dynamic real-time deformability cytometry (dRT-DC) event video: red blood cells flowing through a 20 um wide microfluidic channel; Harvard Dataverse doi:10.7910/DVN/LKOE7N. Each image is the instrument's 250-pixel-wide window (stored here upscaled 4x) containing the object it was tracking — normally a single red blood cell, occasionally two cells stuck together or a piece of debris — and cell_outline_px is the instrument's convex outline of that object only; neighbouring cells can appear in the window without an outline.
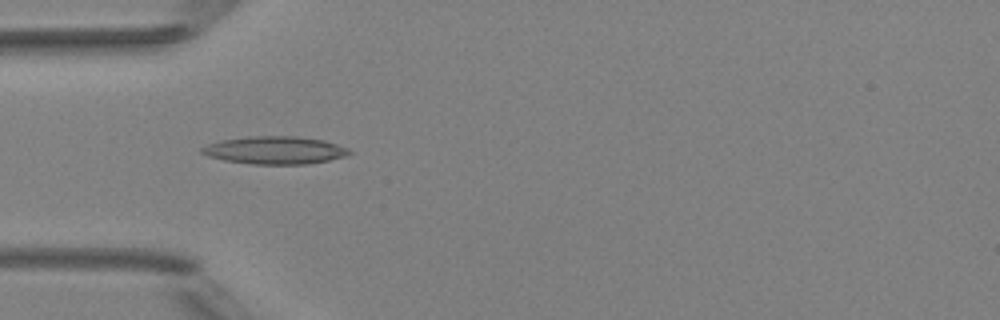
{"species": "Egyptian fruit bat (a non-hibernating species)", "species_latin": "Rousettus aegyptiacus", "temperature_condition": "room temperature", "stored_images_in_passage": 4, "camera_frame_rate_fps": 3000, "um_per_image_px": 0.085, "animal": {"sex": "female"}, "frame": {"image": 1, "passage_image": 1, "time_ms": 0.0, "image_size_px": [1000, 320], "cell_outline_px": [[352, 152], [348, 156], [308, 164], [252, 164], [224, 160], [208, 156], [200, 152], [200, 148], [208, 144], [220, 140], [248, 136], [296, 136], [324, 140], [348, 148]], "centroid_in_image_um": [23.37, 12.76], "position_along_channel_um": 61.6, "area_um2": 23.93}}
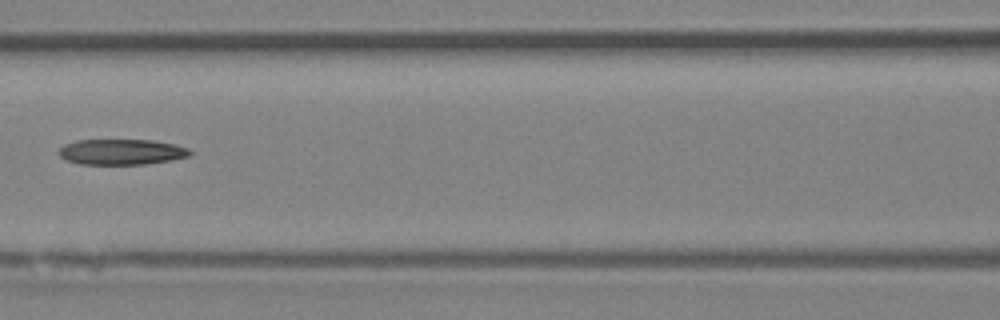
{"frame": {"image": 2, "passage_image": 3, "time_ms": 2.333, "image_size_px": [1000, 320], "cell_outline_px": [[192, 152], [188, 156], [172, 160], [148, 164], [80, 164], [68, 160], [60, 156], [56, 152], [64, 144], [76, 140], [152, 140], [176, 144], [188, 148]], "centroid_in_image_um": [10.33, 12.91], "position_along_channel_um": 156.3, "area_um2": 19.65}}
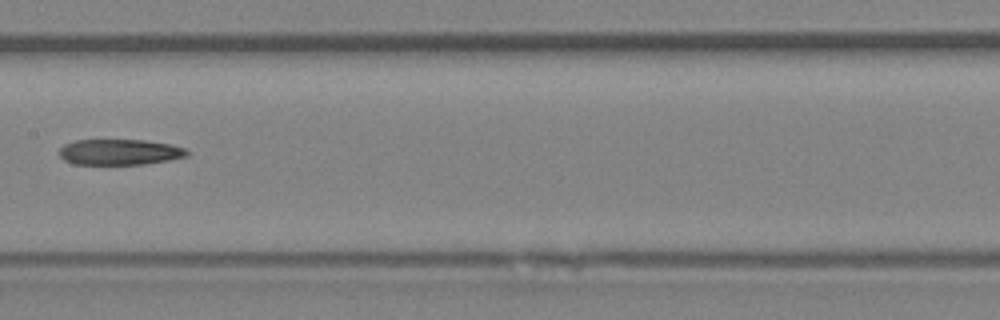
{"frame": {"image": 3, "passage_image": 4, "time_ms": 3.333, "image_size_px": [1000, 320], "cell_outline_px": [[188, 156], [168, 160], [144, 164], [72, 164], [64, 160], [60, 156], [60, 148], [64, 144], [76, 140], [144, 140], [172, 144], [184, 148], [188, 152]], "centroid_in_image_um": [10.17, 12.92], "position_along_channel_um": 197.2, "area_um2": 19.13}}